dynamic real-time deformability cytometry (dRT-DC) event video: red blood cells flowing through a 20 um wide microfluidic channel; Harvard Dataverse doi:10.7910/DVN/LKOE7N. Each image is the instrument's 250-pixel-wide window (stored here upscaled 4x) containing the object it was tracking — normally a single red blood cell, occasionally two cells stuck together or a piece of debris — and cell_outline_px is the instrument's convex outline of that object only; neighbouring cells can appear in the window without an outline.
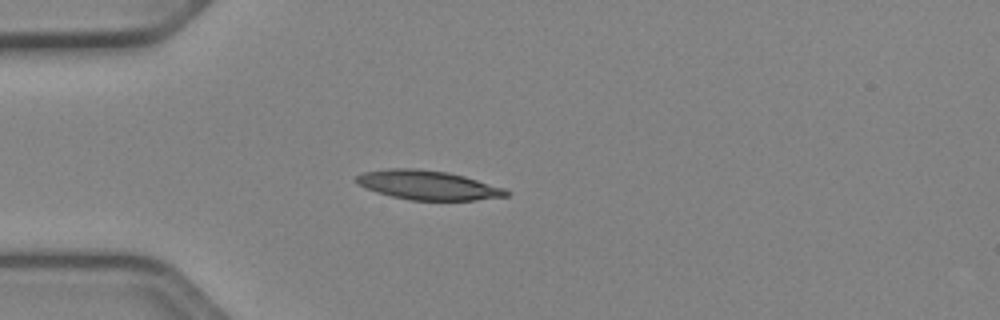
{"species": "Egyptian fruit bat (a non-hibernating species)", "species_latin": "Rousettus aegyptiacus", "temperature_condition": "cold", "stored_images_in_passage": 38, "camera_frame_rate_fps": 3000, "um_per_image_px": 0.085, "animal": {"sex": "female"}, "frame": {"image": 1, "passage_image": 1, "time_ms": 0.0, "image_size_px": [1000, 320], "cell_outline_px": [[512, 192], [508, 196], [472, 200], [412, 200], [392, 196], [376, 192], [356, 184], [356, 176], [364, 172], [392, 168], [420, 168], [448, 172], [464, 176], [504, 188]], "centroid_in_image_um": [36.37, 15.73], "position_along_channel_um": 48.6, "area_um2": 25.49}}
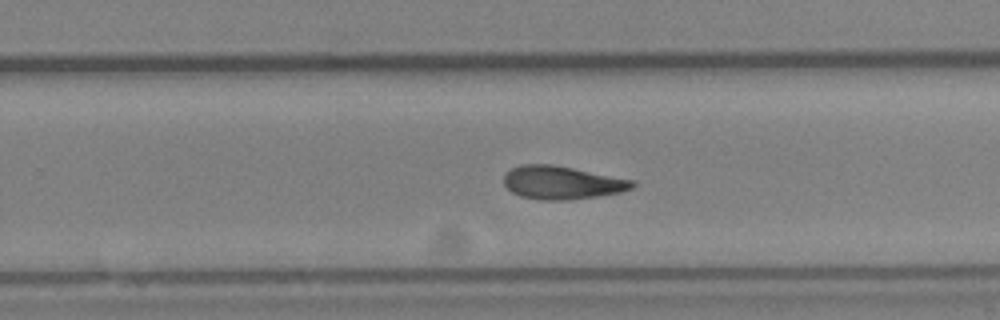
{"frame": {"image": 2, "passage_image": 20, "time_ms": 6.333, "image_size_px": [1000, 320], "cell_outline_px": [[636, 184], [632, 188], [620, 192], [596, 196], [568, 200], [540, 200], [520, 196], [512, 192], [504, 184], [504, 172], [520, 164], [552, 164], [636, 180]], "centroid_in_image_um": [47.75, 15.51], "position_along_channel_um": 282.0, "area_um2": 24.97}}
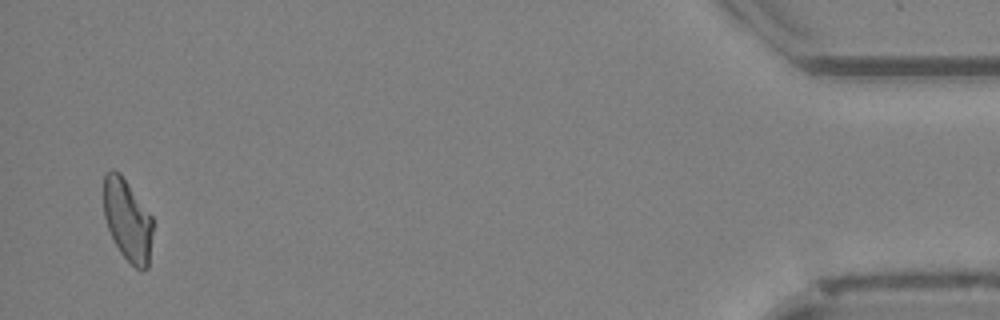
{"frame": {"image": 3, "passage_image": 37, "time_ms": 12.0, "image_size_px": [1000, 320], "cell_outline_px": [[152, 232], [148, 268], [140, 272], [120, 252], [108, 228], [104, 216], [104, 176], [112, 168], [120, 172], [152, 216]], "centroid_in_image_um": [10.84, 18.7], "position_along_channel_um": 424.4, "area_um2": 23.29}, "authors_computed_cell_mechanics": {"area_um2": 24.5361, "velocity_mm_per_s": 3.9506, "shape_relaxation_time_tau1_ms": 9.2163, "shape_relaxation_time_tau2_ms": 6.1824, "deformation_change_tau1": 0.1955, "deformation_change_tau2": 0.1407}}